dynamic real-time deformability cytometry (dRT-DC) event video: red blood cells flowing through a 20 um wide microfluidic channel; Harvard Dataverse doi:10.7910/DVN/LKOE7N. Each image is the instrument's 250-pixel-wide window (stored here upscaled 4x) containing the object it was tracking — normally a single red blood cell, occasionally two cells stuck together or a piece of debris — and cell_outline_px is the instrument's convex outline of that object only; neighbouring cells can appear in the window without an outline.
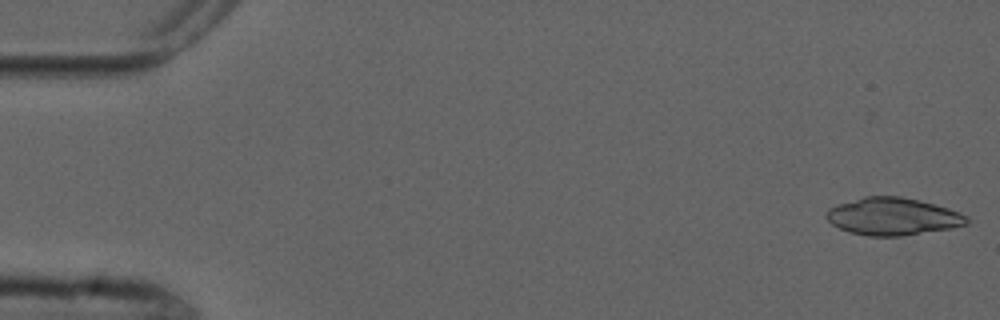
{"species": "common noctule bat (a hibernating species)", "species_latin": "Nyctalus noctula", "temperature_condition": "cold", "stored_images_in_passage": 5, "camera_frame_rate_fps": 3000, "um_per_image_px": 0.085, "animal": {"sex": "male", "forearm_length_mm": 52.5}, "frame": {"image": 1, "passage_image": 1, "time_ms": 0.0, "image_size_px": [1000, 320], "cell_outline_px": [[968, 224], [952, 228], [900, 236], [868, 236], [848, 232], [832, 224], [824, 216], [828, 208], [864, 196], [900, 196], [920, 200], [948, 208], [960, 212], [968, 216]], "centroid_in_image_um": [75.89, 18.4], "position_along_channel_um": 9.1, "area_um2": 30.63}}